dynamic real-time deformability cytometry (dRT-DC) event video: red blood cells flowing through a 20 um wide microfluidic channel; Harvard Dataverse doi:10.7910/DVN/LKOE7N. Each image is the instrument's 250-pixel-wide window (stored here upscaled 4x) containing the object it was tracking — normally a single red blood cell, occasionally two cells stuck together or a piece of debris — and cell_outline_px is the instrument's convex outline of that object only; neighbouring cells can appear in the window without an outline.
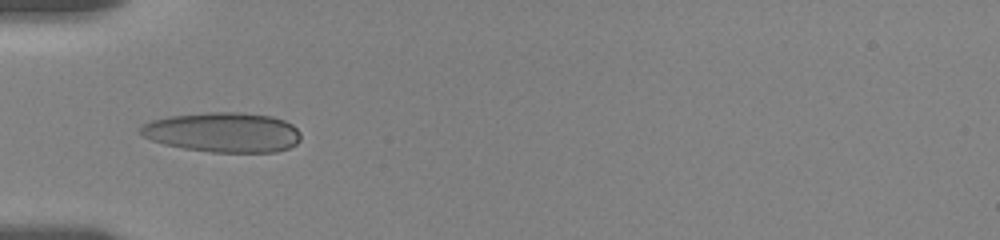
{"species": "human", "species_latin": "Homo sapiens", "temperature_condition": "room temperature", "stored_images_in_passage": 9, "camera_frame_rate_fps": 3000, "um_per_image_px": 0.085, "donor": {"sex": "female"}, "frame": {"image": 1, "passage_image": 1, "time_ms": 0.0, "image_size_px": [1000, 240], "cell_outline_px": [[300, 140], [296, 144], [288, 148], [276, 152], [212, 152], [184, 148], [164, 144], [152, 140], [144, 136], [140, 132], [140, 128], [144, 124], [152, 120], [172, 116], [208, 112], [244, 112], [272, 116], [284, 120], [292, 124], [300, 132]], "centroid_in_image_um": [19.0, 11.24], "position_along_channel_um": 66.0, "area_um2": 37.17}}
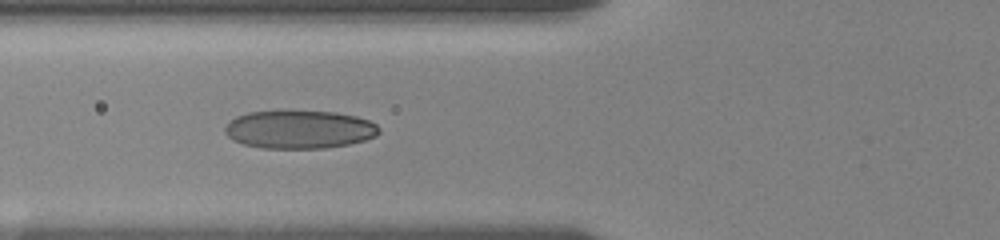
{"frame": {"image": 2, "passage_image": 8, "time_ms": 1.0, "image_size_px": [1000, 240], "cell_outline_px": [[380, 132], [376, 136], [364, 140], [348, 144], [324, 148], [264, 148], [244, 144], [232, 140], [224, 132], [224, 128], [236, 116], [248, 112], [336, 112], [356, 116], [368, 120], [376, 124], [380, 128]], "centroid_in_image_um": [25.46, 11.01], "position_along_channel_um": 100.3, "area_um2": 33.93}}